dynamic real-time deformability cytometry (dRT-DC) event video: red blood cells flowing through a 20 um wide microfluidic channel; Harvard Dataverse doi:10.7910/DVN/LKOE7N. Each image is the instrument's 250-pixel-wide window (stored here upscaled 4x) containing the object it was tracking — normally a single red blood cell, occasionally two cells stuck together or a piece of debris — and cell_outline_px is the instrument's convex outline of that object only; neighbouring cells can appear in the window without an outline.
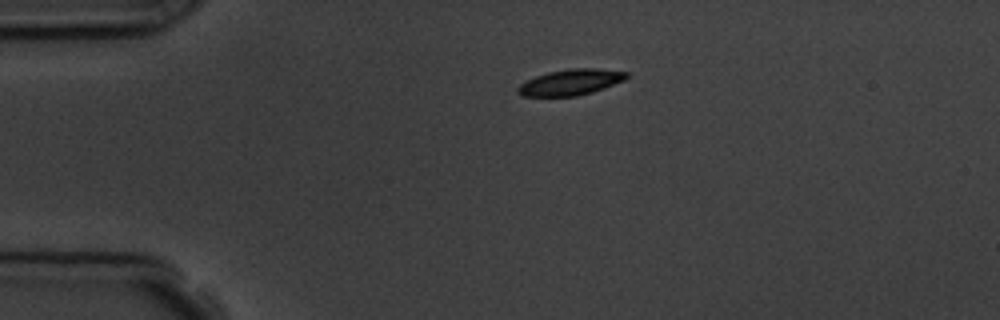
{"species": "common noctule bat (a hibernating species)", "species_latin": "Nyctalus noctula", "temperature_condition": "room temperature", "stored_images_in_passage": 2, "camera_frame_rate_fps": 3000, "um_per_image_px": 0.085, "animal": {"sex": "male", "body_mass_g": 19.5, "forearm_length_mm": 54.6}, "frame": {"image": 1, "passage_image": 1, "time_ms": 0.0, "image_size_px": [1000, 320], "cell_outline_px": [[628, 76], [624, 80], [604, 88], [592, 92], [576, 96], [520, 96], [516, 92], [516, 88], [524, 80], [548, 72], [568, 68], [596, 68], [628, 72]], "centroid_in_image_um": [48.46, 6.99], "position_along_channel_um": 36.5, "area_um2": 16.53}}